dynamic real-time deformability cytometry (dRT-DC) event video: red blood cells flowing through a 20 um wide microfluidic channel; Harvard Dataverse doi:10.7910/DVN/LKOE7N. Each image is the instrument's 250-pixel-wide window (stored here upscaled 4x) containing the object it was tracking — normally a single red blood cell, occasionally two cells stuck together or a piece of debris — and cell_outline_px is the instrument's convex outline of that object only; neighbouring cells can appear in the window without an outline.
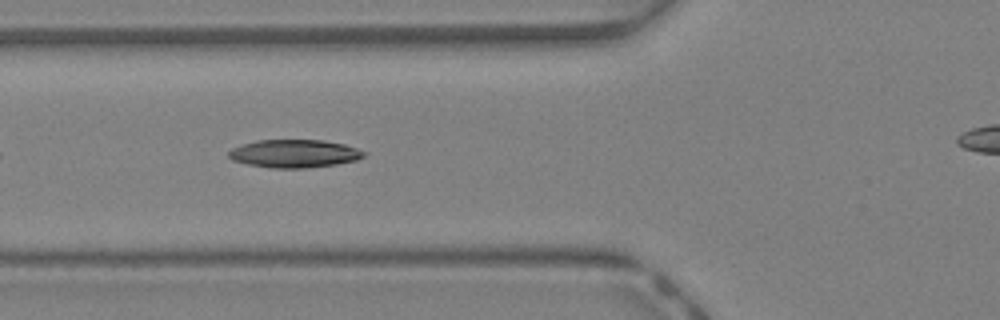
{"species": "Egyptian fruit bat (a non-hibernating species)", "species_latin": "Rousettus aegyptiacus", "temperature_condition": "warm", "stored_images_in_passage": 13, "camera_frame_rate_fps": 3000, "um_per_image_px": 0.085, "animal": {"sex": "female"}, "frame": {"image": 1, "passage_image": 6, "time_ms": 1.667, "image_size_px": [1000, 320], "cell_outline_px": [[368, 152], [364, 156], [356, 160], [336, 164], [304, 168], [272, 168], [248, 164], [232, 160], [228, 156], [228, 152], [232, 148], [256, 140], [324, 140], [344, 144]], "centroid_in_image_um": [25.03, 13.05], "position_along_channel_um": 100.8, "area_um2": 22.02}}
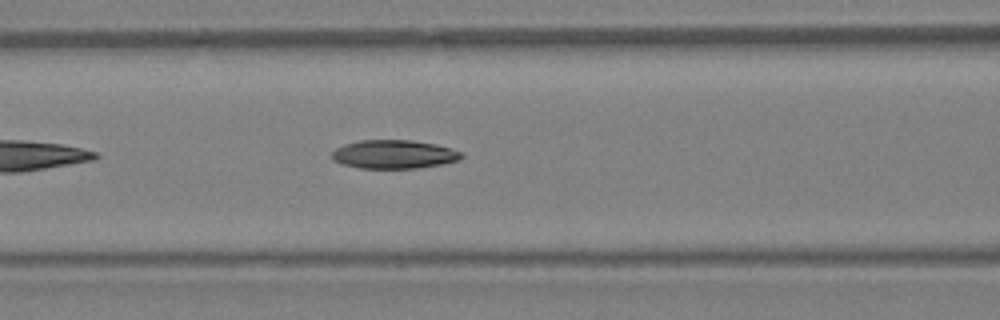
{"frame": {"image": 2, "passage_image": 8, "time_ms": 2.333, "image_size_px": [1000, 320], "cell_outline_px": [[464, 156], [460, 160], [440, 164], [416, 168], [360, 168], [340, 164], [332, 160], [332, 152], [336, 148], [344, 144], [360, 140], [412, 140], [436, 144], [452, 148], [464, 152]], "centroid_in_image_um": [33.5, 13.11], "position_along_channel_um": 133.1, "area_um2": 21.79}}